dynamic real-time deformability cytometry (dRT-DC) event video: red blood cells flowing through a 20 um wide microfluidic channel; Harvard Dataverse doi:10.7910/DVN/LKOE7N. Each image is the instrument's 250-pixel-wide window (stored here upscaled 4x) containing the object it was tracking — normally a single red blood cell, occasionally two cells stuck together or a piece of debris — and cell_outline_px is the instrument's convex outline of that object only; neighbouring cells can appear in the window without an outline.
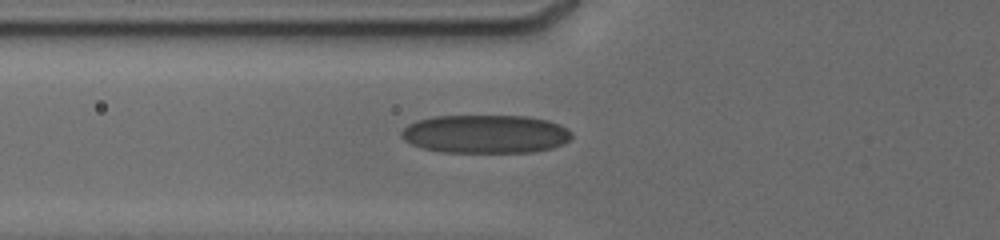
{"species": "human", "species_latin": "Homo sapiens", "temperature_condition": "cold", "stored_images_in_passage": 14, "camera_frame_rate_fps": 3000, "um_per_image_px": 0.085, "donor": {"sex": "male"}, "frame": {"image": 1, "passage_image": 12, "time_ms": 7.667, "image_size_px": [1000, 240], "cell_outline_px": [[572, 136], [568, 140], [552, 148], [532, 152], [444, 152], [424, 148], [412, 144], [404, 140], [400, 136], [400, 132], [408, 124], [416, 120], [432, 116], [528, 116], [548, 120], [560, 124], [568, 128], [572, 132]], "centroid_in_image_um": [41.26, 11.38], "position_along_channel_um": 84.5, "area_um2": 38.26}}
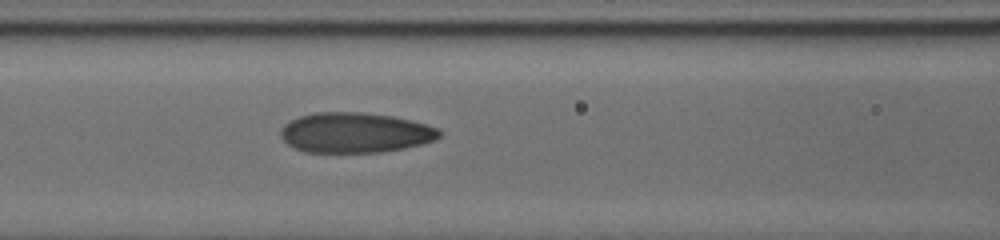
{"frame": {"image": 2, "passage_image": 14, "time_ms": 9.0, "image_size_px": [1000, 240], "cell_outline_px": [[440, 136], [436, 140], [404, 148], [380, 152], [304, 152], [288, 144], [280, 136], [280, 132], [284, 124], [288, 120], [300, 116], [316, 112], [360, 112], [392, 116], [412, 120], [428, 124], [436, 128], [440, 132]], "centroid_in_image_um": [30.17, 11.27], "position_along_channel_um": 136.4, "area_um2": 37.17}}